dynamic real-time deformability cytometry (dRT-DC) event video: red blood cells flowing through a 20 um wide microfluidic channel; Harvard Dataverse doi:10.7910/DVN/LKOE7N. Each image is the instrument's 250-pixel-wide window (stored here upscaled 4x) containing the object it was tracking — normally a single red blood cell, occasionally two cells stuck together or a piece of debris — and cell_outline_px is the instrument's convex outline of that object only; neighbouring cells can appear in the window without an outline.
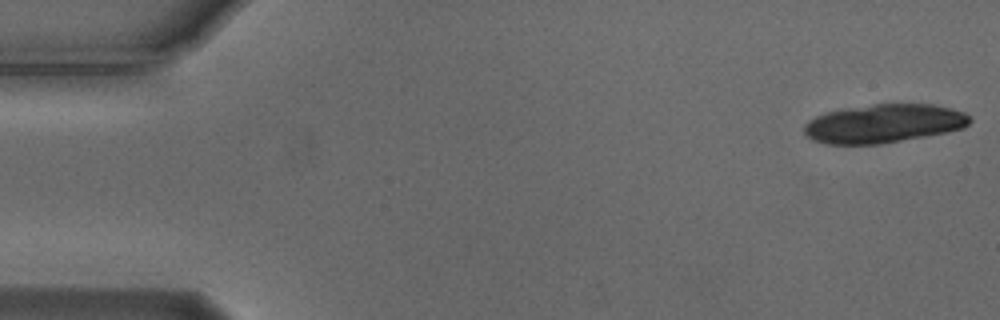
{"species": "Egyptian fruit bat (a non-hibernating species)", "species_latin": "Rousettus aegyptiacus", "temperature_condition": "cold", "stored_images_in_passage": 18, "camera_frame_rate_fps": 3000, "um_per_image_px": 0.085, "animal": {"sex": "male"}, "frame": {"image": 1, "passage_image": 1, "time_ms": 0.0, "image_size_px": [1000, 320], "cell_outline_px": [[972, 120], [964, 128], [948, 132], [880, 144], [824, 144], [812, 140], [804, 136], [804, 124], [808, 120], [816, 116], [828, 112], [848, 108], [872, 104], [932, 104], [964, 112], [972, 116]], "centroid_in_image_um": [75.11, 10.51], "position_along_channel_um": 9.9, "area_um2": 37.4}}